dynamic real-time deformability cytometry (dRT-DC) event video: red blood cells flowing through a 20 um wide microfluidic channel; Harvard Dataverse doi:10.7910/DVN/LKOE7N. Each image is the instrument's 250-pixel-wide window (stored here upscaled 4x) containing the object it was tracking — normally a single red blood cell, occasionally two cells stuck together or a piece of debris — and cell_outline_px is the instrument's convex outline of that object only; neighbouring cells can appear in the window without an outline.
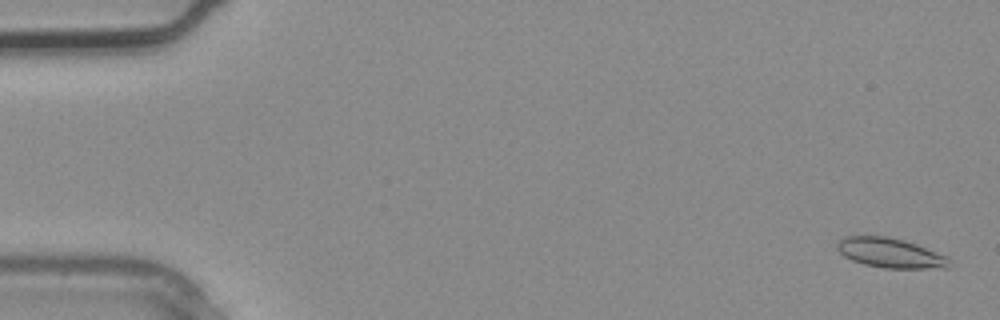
{"species": "common noctule bat (a hibernating species)", "species_latin": "Nyctalus noctula", "temperature_condition": "warm", "stored_images_in_passage": 3, "camera_frame_rate_fps": 3000, "um_per_image_px": 0.085, "animal": {"sex": "male", "body_mass_g": 20.4}, "frame": {"image": 1, "passage_image": 1, "time_ms": 0.0, "image_size_px": [1000, 320], "cell_outline_px": [[948, 268], [884, 268], [864, 264], [852, 260], [844, 256], [836, 248], [836, 244], [844, 236], [884, 236], [904, 240], [916, 244], [948, 256]], "centroid_in_image_um": [75.65, 21.5], "position_along_channel_um": 9.3, "area_um2": 19.31}}
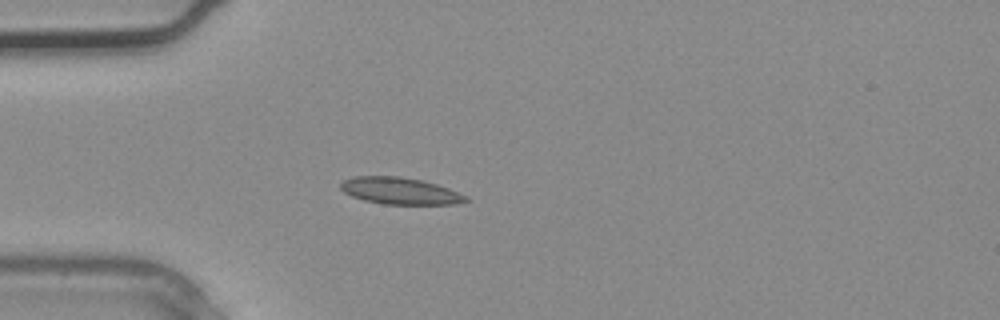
{"frame": {"image": 2, "passage_image": 3, "time_ms": 0.667, "image_size_px": [1000, 320], "cell_outline_px": [[472, 200], [456, 204], [384, 204], [364, 200], [352, 196], [344, 192], [340, 188], [340, 184], [344, 180], [356, 176], [400, 176], [420, 180], [436, 184], [448, 188], [468, 196]], "centroid_in_image_um": [34.03, 16.23], "position_along_channel_um": 51.0, "area_um2": 19.54}}